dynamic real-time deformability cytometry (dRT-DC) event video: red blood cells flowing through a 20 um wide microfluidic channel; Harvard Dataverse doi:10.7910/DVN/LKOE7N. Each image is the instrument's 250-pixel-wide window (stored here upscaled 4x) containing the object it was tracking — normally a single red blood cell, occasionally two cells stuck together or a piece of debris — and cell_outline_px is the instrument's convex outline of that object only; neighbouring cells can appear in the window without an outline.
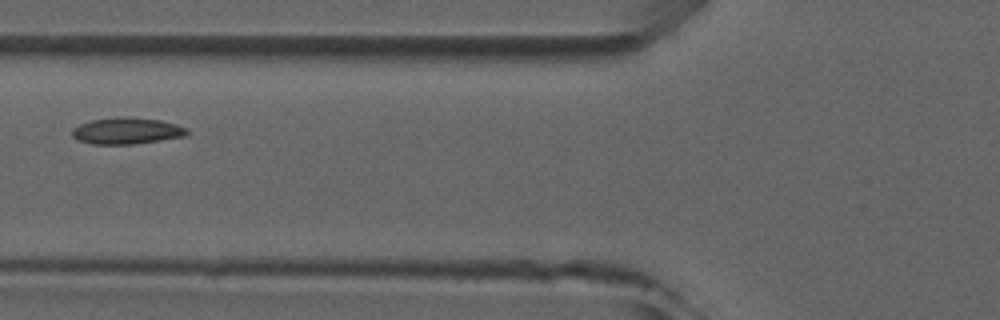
{"species": "common noctule bat (a hibernating species)", "species_latin": "Nyctalus noctula", "temperature_condition": "room temperature", "stored_images_in_passage": 4, "camera_frame_rate_fps": 3000, "um_per_image_px": 0.085, "animal": {"sex": "male", "forearm_length_mm": 52.5}, "frame": {"image": 1, "passage_image": 4, "time_ms": 3.667, "image_size_px": [1000, 320], "cell_outline_px": [[188, 136], [132, 144], [92, 144], [80, 140], [72, 136], [72, 128], [80, 124], [92, 120], [116, 116], [128, 116], [160, 120], [176, 124], [188, 128]], "centroid_in_image_um": [10.8, 11.11], "position_along_channel_um": 115.0, "area_um2": 17.86}}